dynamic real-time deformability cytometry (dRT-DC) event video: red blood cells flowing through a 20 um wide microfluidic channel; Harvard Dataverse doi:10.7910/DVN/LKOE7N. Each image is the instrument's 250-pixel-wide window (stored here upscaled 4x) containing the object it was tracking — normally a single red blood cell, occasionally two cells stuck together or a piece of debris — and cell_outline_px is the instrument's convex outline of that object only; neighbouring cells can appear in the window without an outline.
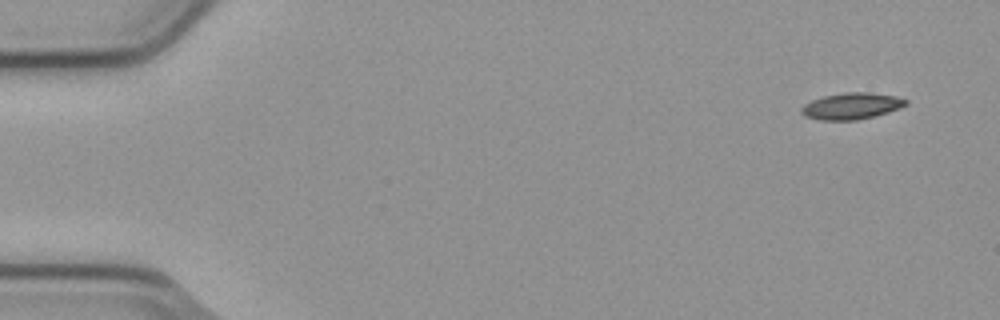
{"species": "common noctule bat (a hibernating species)", "species_latin": "Nyctalus noctula", "temperature_condition": "cold", "stored_images_in_passage": 5, "camera_frame_rate_fps": 3000, "um_per_image_px": 0.085, "animal": {"sex": "male", "body_mass_g": 23.1, "forearm_length_mm": 52.7}, "frame": {"image": 1, "passage_image": 1, "time_ms": 0.0, "image_size_px": [1000, 320], "cell_outline_px": [[908, 104], [900, 108], [888, 112], [856, 120], [820, 120], [804, 116], [800, 112], [800, 108], [804, 104], [812, 100], [824, 96], [844, 92], [872, 92], [896, 96], [908, 100]], "centroid_in_image_um": [72.37, 9.0], "position_along_channel_um": 12.6, "area_um2": 16.18}}
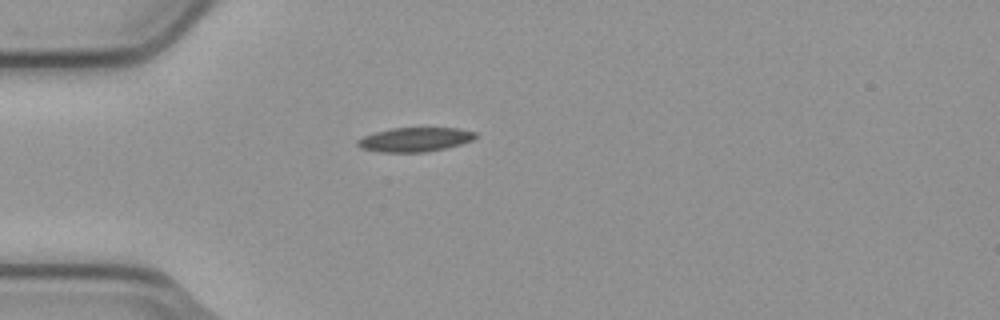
{"frame": {"image": 2, "passage_image": 4, "time_ms": 1.0, "image_size_px": [1000, 320], "cell_outline_px": [[476, 136], [472, 140], [460, 144], [444, 148], [424, 152], [380, 152], [360, 148], [356, 144], [356, 140], [364, 136], [376, 132], [392, 128], [456, 128], [476, 132]], "centroid_in_image_um": [35.23, 11.86], "position_along_channel_um": 49.8, "area_um2": 16.47}}